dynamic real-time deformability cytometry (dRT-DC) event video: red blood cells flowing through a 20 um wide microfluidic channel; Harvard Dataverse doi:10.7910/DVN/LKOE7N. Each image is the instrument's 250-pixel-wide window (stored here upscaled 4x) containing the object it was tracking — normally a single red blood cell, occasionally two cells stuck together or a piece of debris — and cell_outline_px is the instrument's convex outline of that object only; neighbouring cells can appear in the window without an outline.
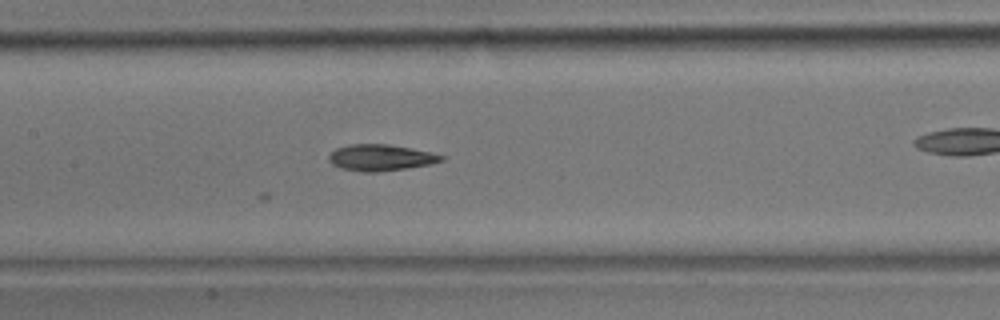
{"species": "common noctule bat (a hibernating species)", "species_latin": "Nyctalus noctula", "temperature_condition": "room temperature", "stored_images_in_passage": 31, "camera_frame_rate_fps": 3000, "um_per_image_px": 0.085, "animal": {"sex": "male", "body_mass_g": 17.9}, "frame": {"image": 1, "passage_image": 8, "time_ms": 2.333, "image_size_px": [1000, 320], "cell_outline_px": [[444, 160], [428, 164], [404, 168], [376, 172], [360, 172], [340, 168], [332, 164], [328, 160], [328, 156], [336, 148], [348, 144], [388, 144], [412, 148], [444, 156]], "centroid_in_image_um": [32.29, 13.39], "position_along_channel_um": 175.1, "area_um2": 17.11}}